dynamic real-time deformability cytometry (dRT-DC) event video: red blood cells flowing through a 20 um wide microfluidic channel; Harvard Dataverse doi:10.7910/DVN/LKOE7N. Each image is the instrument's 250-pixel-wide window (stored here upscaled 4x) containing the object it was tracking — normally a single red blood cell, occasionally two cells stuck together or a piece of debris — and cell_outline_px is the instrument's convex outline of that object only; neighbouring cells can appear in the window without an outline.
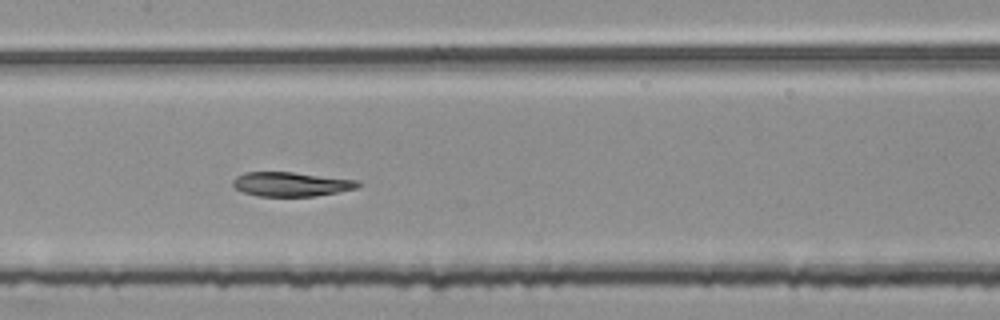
{"species": "common noctule bat (a hibernating species)", "species_latin": "Nyctalus noctula", "temperature_condition": "room temperature", "stored_images_in_passage": 53, "segment_of_instrument_passage": [2, 2], "camera_frame_rate_fps": 3000, "um_per_image_px": 0.085, "animal": {"sex": "female", "body_mass_g": 25.1}, "frame": {"image": 1, "passage_image": 27, "time_ms": 8.667, "image_size_px": [1000, 320], "cell_outline_px": [[360, 184], [356, 188], [336, 192], [312, 196], [256, 196], [244, 192], [236, 188], [232, 184], [232, 180], [236, 176], [244, 172], [292, 172], [360, 180]], "centroid_in_image_um": [24.72, 15.64], "position_along_channel_um": 182.7, "area_um2": 17.63}}
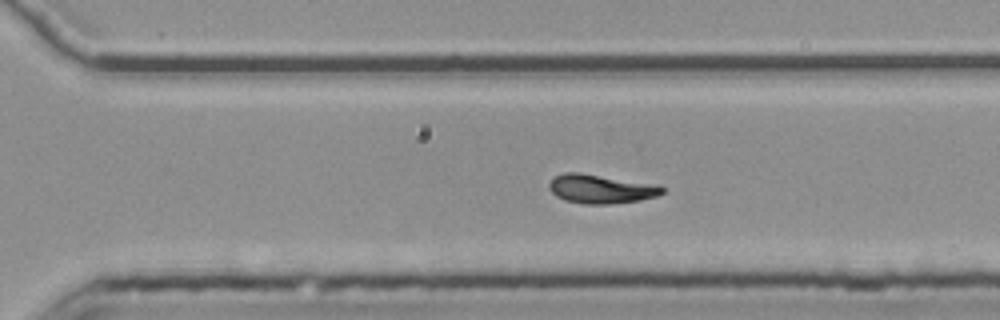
{"frame": {"image": 2, "passage_image": 38, "time_ms": 12.333, "image_size_px": [1000, 320], "cell_outline_px": [[664, 192], [656, 196], [640, 200], [608, 204], [584, 204], [564, 200], [556, 196], [548, 188], [548, 184], [556, 176], [564, 172], [580, 172], [660, 184], [664, 188]], "centroid_in_image_um": [51.09, 16.05], "position_along_channel_um": 319.5, "area_um2": 19.31}}
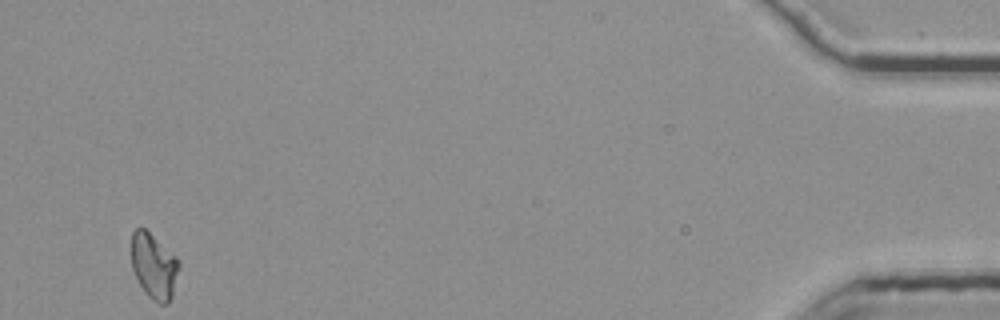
{"frame": {"image": 3, "passage_image": 53, "time_ms": 17.333, "image_size_px": [1000, 320], "cell_outline_px": [[180, 264], [172, 296], [168, 304], [160, 304], [152, 300], [148, 296], [140, 284], [132, 268], [132, 232], [136, 228], [144, 228], [176, 256], [180, 260]], "centroid_in_image_um": [13.1, 22.63], "position_along_channel_um": 422.1, "area_um2": 17.98}}